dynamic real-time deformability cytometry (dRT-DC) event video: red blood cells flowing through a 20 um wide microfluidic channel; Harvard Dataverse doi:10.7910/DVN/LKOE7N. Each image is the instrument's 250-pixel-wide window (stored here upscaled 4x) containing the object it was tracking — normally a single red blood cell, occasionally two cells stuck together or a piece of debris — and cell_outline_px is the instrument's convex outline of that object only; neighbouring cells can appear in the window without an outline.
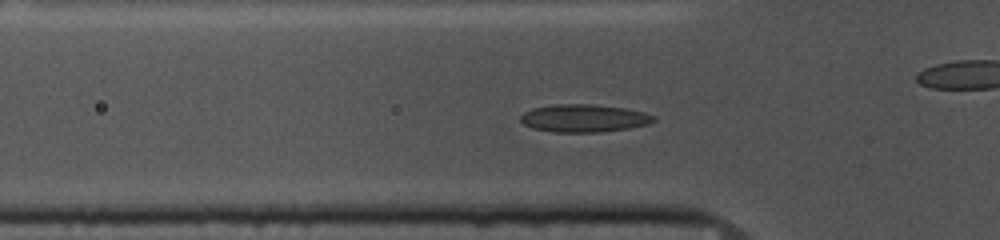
{"species": "common noctule bat (a hibernating species)", "species_latin": "Nyctalus noctula", "temperature_condition": "cold", "stored_images_in_passage": 52, "camera_frame_rate_fps": 3000, "um_per_image_px": 0.085, "animal": {"sex": "female", "body_mass_g": 10.0, "forearm_length_mm": 53.1}, "frame": {"image": 1, "passage_image": 14, "time_ms": 4.333, "image_size_px": [1000, 240], "cell_outline_px": [[656, 120], [648, 124], [628, 128], [600, 132], [552, 132], [532, 128], [524, 124], [520, 120], [520, 116], [524, 112], [532, 108], [556, 104], [592, 104], [624, 108], [644, 112], [656, 116]], "centroid_in_image_um": [49.63, 10.05], "position_along_channel_um": 76.2, "area_um2": 21.56}}
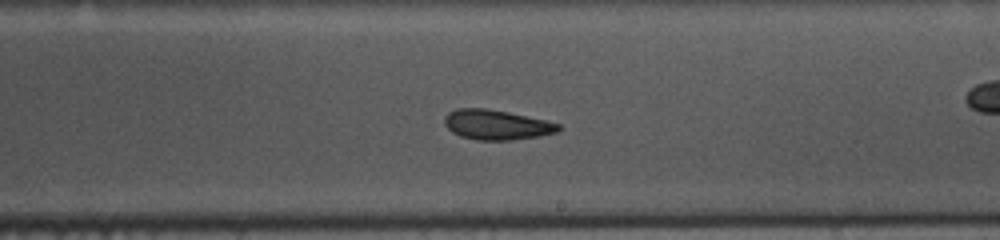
{"frame": {"image": 2, "passage_image": 28, "time_ms": 9.0, "image_size_px": [1000, 240], "cell_outline_px": [[560, 132], [512, 140], [476, 140], [460, 136], [452, 132], [444, 124], [444, 116], [448, 112], [456, 108], [484, 108], [508, 112], [548, 120], [560, 124]], "centroid_in_image_um": [42.2, 10.6], "position_along_channel_um": 246.8, "area_um2": 20.0}}
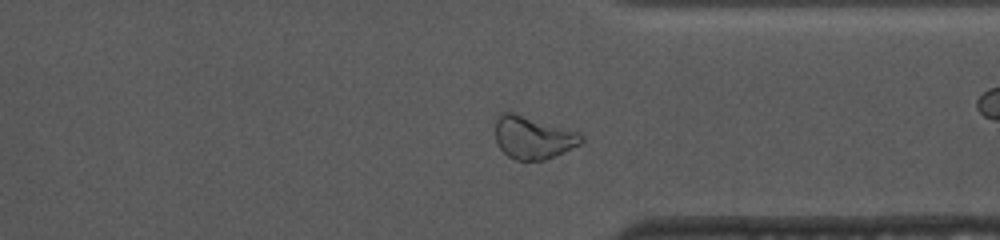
{"frame": {"image": 3, "passage_image": 38, "time_ms": 12.333, "image_size_px": [1000, 240], "cell_outline_px": [[584, 140], [580, 144], [556, 156], [544, 160], [516, 160], [508, 156], [500, 148], [496, 140], [496, 120], [504, 112], [512, 112], [580, 132], [584, 136]], "centroid_in_image_um": [45.34, 11.7], "position_along_channel_um": 366.1, "area_um2": 21.27}, "authors_computed_cell_mechanics": {"area_um2": 20.4901, "velocity_mm_per_s": 3.6388, "shape_relaxation_time_tau1_ms": null, "shape_relaxation_time_tau2_ms": 5.5974, "deformation_change_tau1": null, "deformation_change_tau2": 0.1067}}